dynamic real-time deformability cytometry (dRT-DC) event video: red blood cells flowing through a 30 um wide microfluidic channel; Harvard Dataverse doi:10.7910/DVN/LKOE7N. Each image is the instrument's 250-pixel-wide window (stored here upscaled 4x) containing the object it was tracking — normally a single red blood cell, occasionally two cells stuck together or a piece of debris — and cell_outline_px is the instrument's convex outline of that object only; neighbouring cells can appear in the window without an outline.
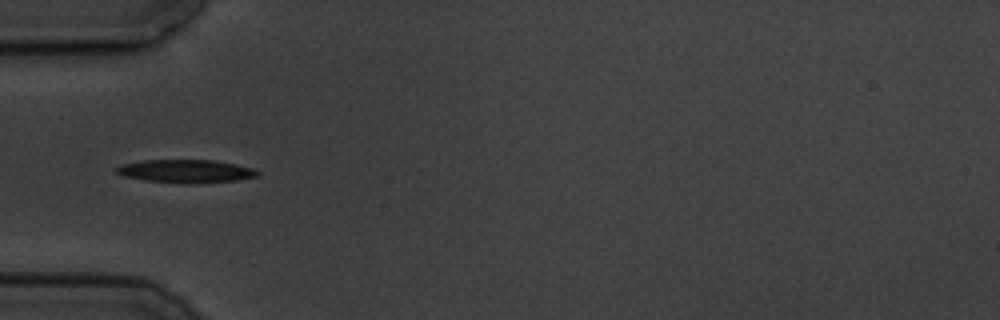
{"species": "common noctule bat (a hibernating species)", "species_latin": "Nyctalus noctula", "temperature_condition": "cold", "stored_images_in_passage": 14, "camera_frame_rate_fps": 3000, "um_per_image_px": 0.085, "animal": {"sex": "male", "body_mass_g": 19.5, "forearm_length_mm": 54.6}, "frame": {"image": 1, "passage_image": 4, "time_ms": 4.333, "image_size_px": [1000, 320], "cell_outline_px": [[260, 172], [256, 176], [236, 180], [196, 184], [184, 184], [144, 180], [124, 176], [116, 172], [112, 168], [120, 164], [144, 160], [212, 160], [252, 168]], "centroid_in_image_um": [15.71, 14.56], "position_along_channel_um": 69.3, "area_um2": 19.07}}
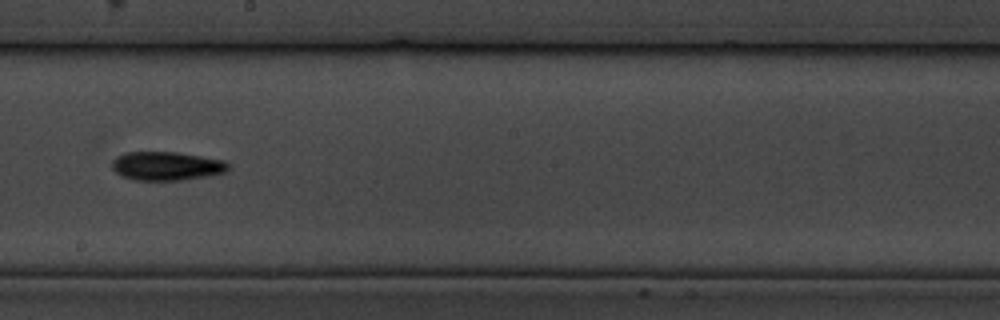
{"frame": {"image": 2, "passage_image": 8, "time_ms": 9.0, "image_size_px": [1000, 320], "cell_outline_px": [[232, 168], [228, 172], [208, 176], [180, 180], [136, 180], [120, 176], [112, 168], [112, 160], [116, 156], [124, 152], [176, 152], [224, 160]], "centroid_in_image_um": [14.17, 14.11], "position_along_channel_um": 234.0, "area_um2": 19.65}}
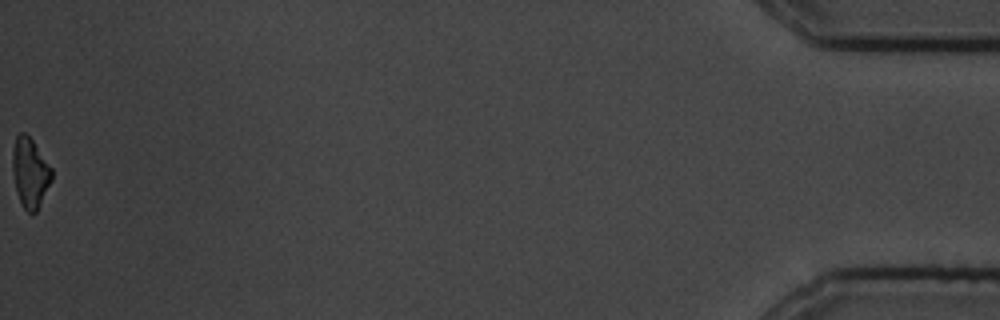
{"frame": {"image": 3, "passage_image": 14, "time_ms": 17.333, "image_size_px": [1000, 320], "cell_outline_px": [[52, 180], [36, 212], [28, 212], [24, 208], [20, 200], [16, 188], [12, 168], [12, 148], [16, 136], [20, 132], [24, 132], [32, 140], [52, 168]], "centroid_in_image_um": [2.55, 14.65], "position_along_channel_um": 432.6, "area_um2": 15.72}, "authors_computed_cell_mechanics": {"area_um2": 18.1492, "velocity_mm_per_s": 3.5465, "shape_relaxation_time_tau1_ms": 6.4676, "shape_relaxation_time_tau2_ms": null, "deformation_change_tau1": 0.1557, "deformation_change_tau2": null}}